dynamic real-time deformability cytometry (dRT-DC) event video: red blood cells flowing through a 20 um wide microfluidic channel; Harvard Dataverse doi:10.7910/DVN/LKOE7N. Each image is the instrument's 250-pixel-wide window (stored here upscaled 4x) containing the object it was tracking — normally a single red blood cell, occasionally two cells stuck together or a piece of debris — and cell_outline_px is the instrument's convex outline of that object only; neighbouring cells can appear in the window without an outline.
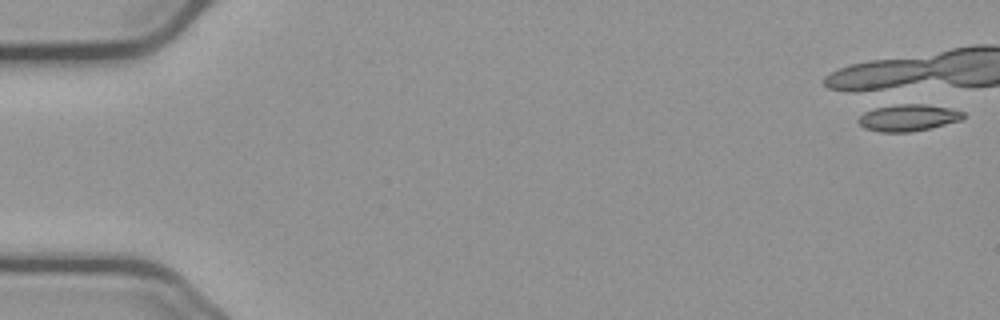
{"species": "common noctule bat (a hibernating species)", "species_latin": "Nyctalus noctula", "temperature_condition": "cold", "stored_images_in_passage": 1, "camera_frame_rate_fps": 3000, "um_per_image_px": 0.085, "animal": {"sex": "male", "body_mass_g": 23.1, "forearm_length_mm": 52.7}, "frame": {"image": 1, "passage_image": 1, "time_ms": 0.0, "image_size_px": [1000, 320], "cell_outline_px": [[964, 116], [960, 120], [912, 132], [880, 132], [864, 128], [856, 120], [864, 112], [884, 104], [924, 104], [948, 108], [964, 112]], "centroid_in_image_um": [77.12, 9.99], "position_along_channel_um": 7.9, "area_um2": 16.36}}